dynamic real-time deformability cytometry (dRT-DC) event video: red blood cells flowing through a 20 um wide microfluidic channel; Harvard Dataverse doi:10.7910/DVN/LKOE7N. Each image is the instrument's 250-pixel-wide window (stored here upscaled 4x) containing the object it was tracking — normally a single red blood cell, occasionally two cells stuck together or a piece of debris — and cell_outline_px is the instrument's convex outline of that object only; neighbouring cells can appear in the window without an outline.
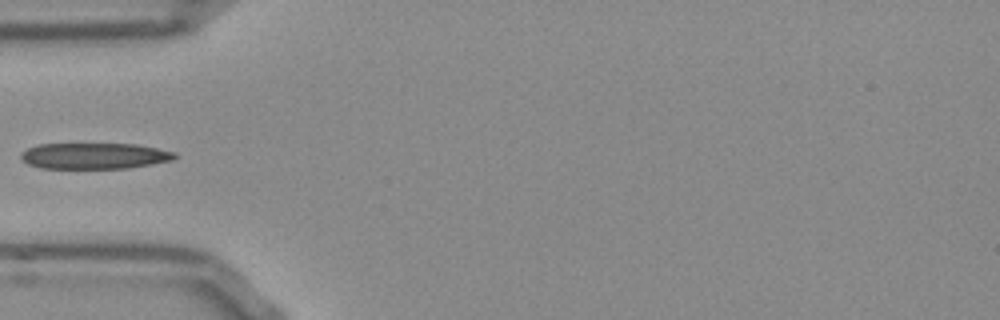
{"species": "Egyptian fruit bat (a non-hibernating species)", "species_latin": "Rousettus aegyptiacus", "temperature_condition": "room temperature", "stored_images_in_passage": 37, "camera_frame_rate_fps": 3000, "um_per_image_px": 0.085, "frame": {"image": 1, "passage_image": 1, "time_ms": 0.0, "image_size_px": [1000, 320], "cell_outline_px": [[176, 156], [172, 160], [152, 164], [128, 168], [40, 168], [28, 164], [20, 156], [28, 148], [40, 144], [136, 144], [176, 152]], "centroid_in_image_um": [8.05, 13.25], "position_along_channel_um": 77.0, "area_um2": 23.12}}
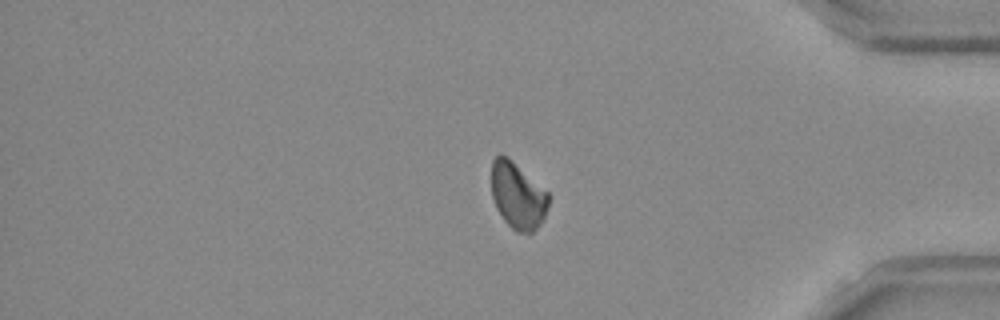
{"frame": {"image": 2, "passage_image": 28, "time_ms": 9.0, "image_size_px": [1000, 320], "cell_outline_px": [[548, 204], [544, 216], [540, 224], [532, 232], [516, 232], [504, 220], [496, 208], [492, 196], [492, 160], [500, 152], [508, 156], [548, 192]], "centroid_in_image_um": [43.98, 16.59], "position_along_channel_um": 391.2, "area_um2": 22.02}}
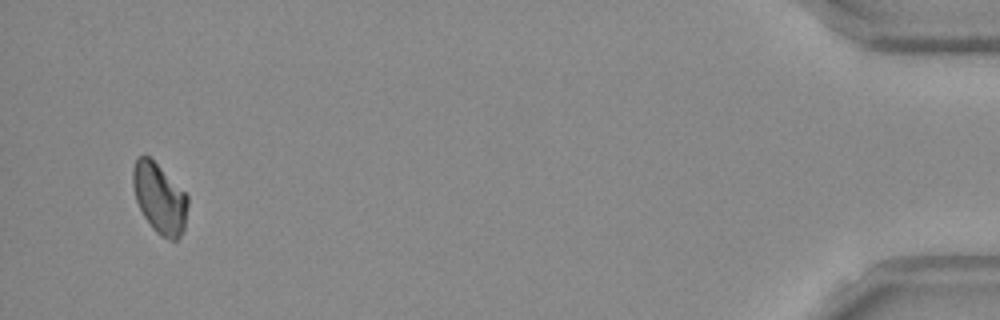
{"frame": {"image": 3, "passage_image": 35, "time_ms": 11.333, "image_size_px": [1000, 320], "cell_outline_px": [[188, 204], [184, 228], [180, 236], [176, 240], [172, 240], [160, 236], [152, 228], [144, 216], [136, 200], [132, 184], [132, 168], [136, 160], [140, 156], [148, 156], [188, 196]], "centroid_in_image_um": [13.55, 16.89], "position_along_channel_um": 421.7, "area_um2": 22.02}}